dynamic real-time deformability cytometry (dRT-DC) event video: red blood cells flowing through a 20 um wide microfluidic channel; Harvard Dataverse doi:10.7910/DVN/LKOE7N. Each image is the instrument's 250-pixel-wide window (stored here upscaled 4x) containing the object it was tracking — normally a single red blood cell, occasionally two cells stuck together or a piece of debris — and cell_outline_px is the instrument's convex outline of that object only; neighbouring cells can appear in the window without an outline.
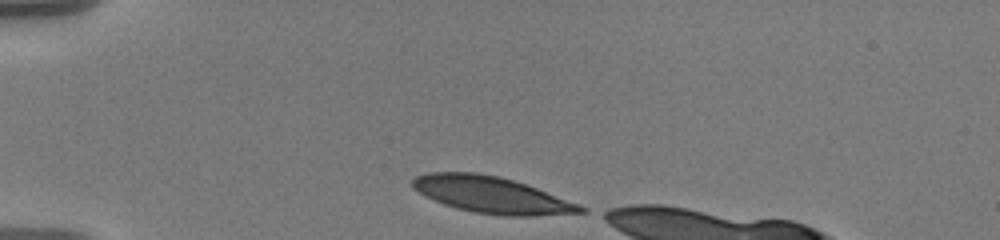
{"species": "human", "species_latin": "Homo sapiens", "temperature_condition": "warm", "stored_images_in_passage": 10, "camera_frame_rate_fps": 3000, "um_per_image_px": 0.085, "donor": {"sex": "male"}, "frame": {"image": 1, "passage_image": 1, "time_ms": 0.0, "image_size_px": [1000, 240], "cell_outline_px": [[588, 212], [528, 216], [508, 216], [476, 212], [456, 208], [444, 204], [412, 188], [412, 180], [416, 176], [428, 172], [476, 172], [500, 176], [536, 188], [580, 204], [588, 208]], "centroid_in_image_um": [41.81, 16.56], "position_along_channel_um": 43.2, "area_um2": 35.37}}
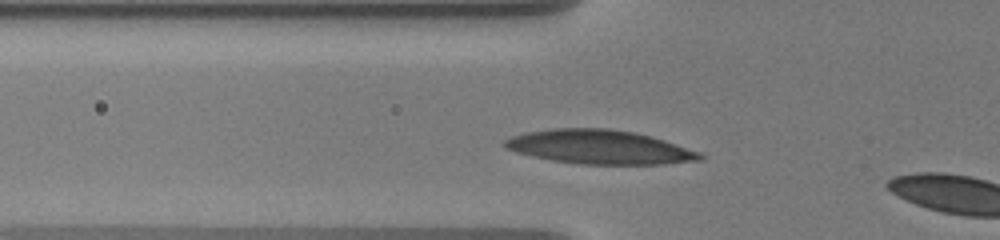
{"frame": {"image": 2, "passage_image": 7, "time_ms": 2.0, "image_size_px": [1000, 240], "cell_outline_px": [[704, 160], [664, 164], [580, 164], [552, 160], [532, 156], [516, 152], [504, 148], [504, 140], [512, 136], [524, 132], [552, 128], [608, 128], [632, 132], [652, 136], [700, 152], [704, 156]], "centroid_in_image_um": [50.95, 12.49], "position_along_channel_um": 74.8, "area_um2": 38.78}}